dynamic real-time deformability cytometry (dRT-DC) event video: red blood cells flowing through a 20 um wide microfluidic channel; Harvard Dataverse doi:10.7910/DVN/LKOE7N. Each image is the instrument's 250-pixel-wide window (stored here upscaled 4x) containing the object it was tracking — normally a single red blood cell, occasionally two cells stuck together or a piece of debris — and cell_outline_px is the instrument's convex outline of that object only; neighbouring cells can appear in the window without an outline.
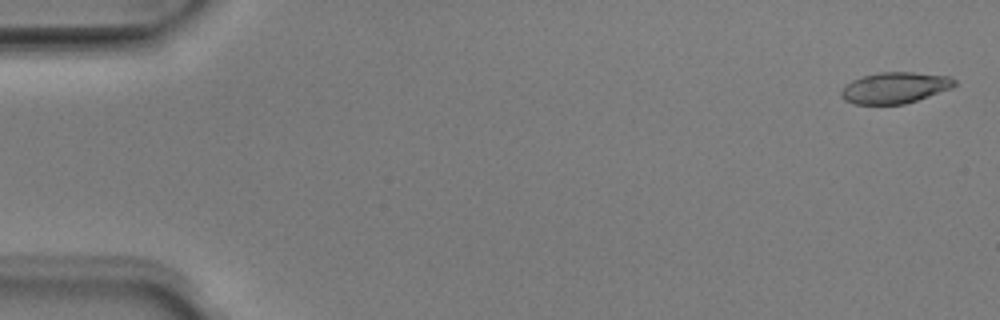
{"species": "Egyptian fruit bat (a non-hibernating species)", "species_latin": "Rousettus aegyptiacus", "temperature_condition": "room temperature", "stored_images_in_passage": 51, "camera_frame_rate_fps": 3000, "um_per_image_px": 0.085, "animal": {"sex": "male"}, "frame": {"image": 1, "passage_image": 2, "time_ms": 0.333, "image_size_px": [1000, 320], "cell_outline_px": [[956, 84], [952, 88], [904, 104], [852, 104], [844, 100], [840, 96], [840, 92], [844, 84], [852, 80], [864, 76], [880, 72], [912, 72], [948, 76], [956, 80]], "centroid_in_image_um": [76.02, 7.46], "position_along_channel_um": 9.0, "area_um2": 20.58}}
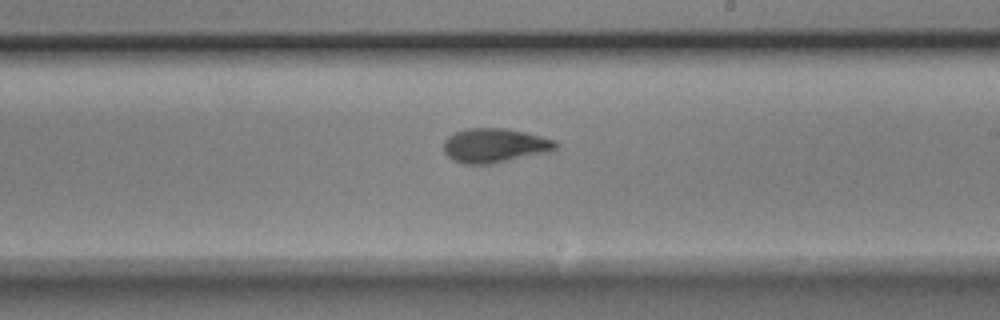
{"frame": {"image": 2, "passage_image": 30, "time_ms": 9.667, "image_size_px": [1000, 320], "cell_outline_px": [[560, 144], [552, 152], [492, 164], [464, 164], [452, 160], [444, 152], [444, 140], [448, 136], [456, 132], [468, 128], [504, 128], [524, 132], [556, 140]], "centroid_in_image_um": [42.08, 12.38], "position_along_channel_um": 246.9, "area_um2": 22.66}}
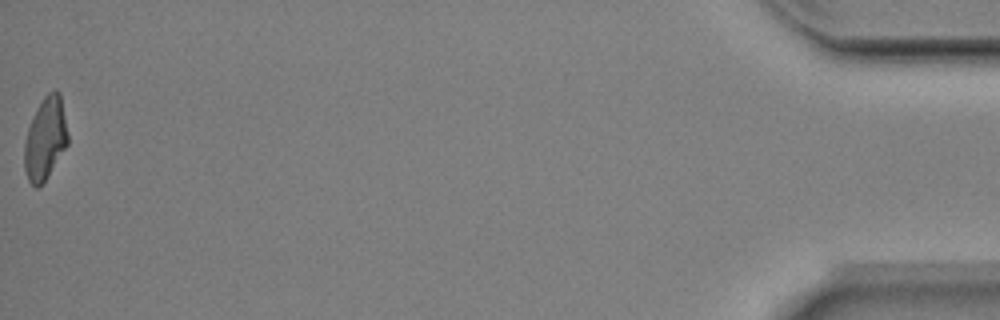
{"frame": {"image": 3, "passage_image": 51, "time_ms": 16.667, "image_size_px": [1000, 320], "cell_outline_px": [[68, 144], [44, 180], [36, 188], [28, 180], [24, 168], [24, 144], [28, 128], [36, 108], [44, 96], [48, 92], [56, 88], [60, 92], [68, 132]], "centroid_in_image_um": [3.85, 11.73], "position_along_channel_um": 431.3, "area_um2": 20.75}, "authors_computed_cell_mechanics": {"area_um2": 21.3282, "velocity_mm_per_s": 4.0306, "shape_relaxation_time_tau1_ms": 3.4941, "shape_relaxation_time_tau2_ms": 1.7889, "deformation_change_tau1": 0.158, "deformation_change_tau2": 0.0721}}